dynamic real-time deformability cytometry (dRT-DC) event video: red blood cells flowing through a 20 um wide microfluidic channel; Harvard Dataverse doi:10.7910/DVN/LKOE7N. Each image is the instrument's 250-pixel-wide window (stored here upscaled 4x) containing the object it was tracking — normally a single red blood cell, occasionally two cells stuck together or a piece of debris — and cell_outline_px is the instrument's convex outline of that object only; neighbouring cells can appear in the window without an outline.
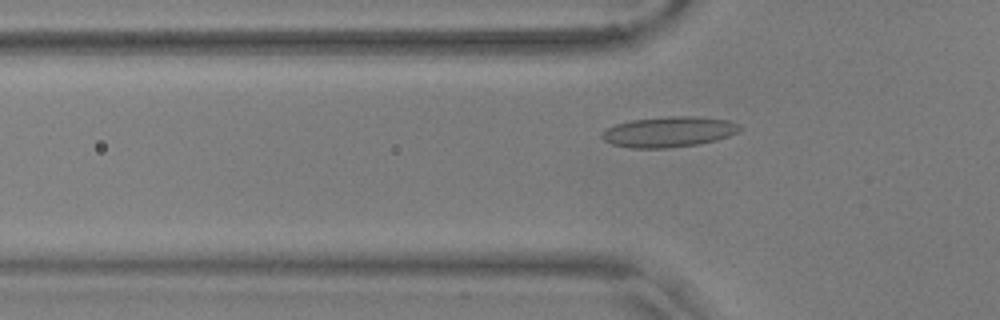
{"species": "common noctule bat (a hibernating species)", "species_latin": "Nyctalus noctula", "temperature_condition": "warm", "stored_images_in_passage": 55, "camera_frame_rate_fps": 3000, "um_per_image_px": 0.085, "animal": {"sex": "male", "body_mass_g": 17.9, "forearm_length_mm": 54.2}, "frame": {"image": 1, "passage_image": 18, "time_ms": 5.667, "image_size_px": [1000, 320], "cell_outline_px": [[740, 128], [736, 132], [728, 136], [716, 140], [700, 144], [668, 148], [632, 148], [612, 144], [604, 140], [600, 136], [600, 132], [616, 124], [632, 120], [668, 116], [696, 116], [728, 120], [740, 124]], "centroid_in_image_um": [56.84, 11.21], "position_along_channel_um": 69.0, "area_um2": 24.51}}
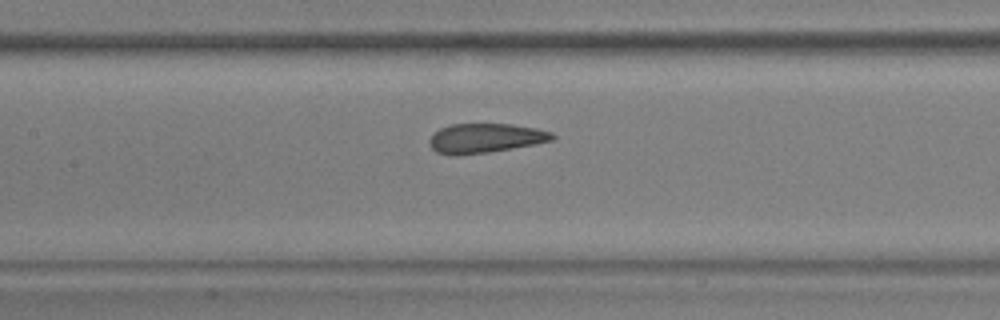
{"frame": {"image": 2, "passage_image": 26, "time_ms": 8.333, "image_size_px": [1000, 320], "cell_outline_px": [[556, 136], [552, 140], [536, 144], [488, 152], [456, 156], [452, 156], [436, 152], [428, 144], [428, 140], [440, 128], [452, 124], [512, 124], [536, 128], [552, 132]], "centroid_in_image_um": [41.24, 11.75], "position_along_channel_um": 166.2, "area_um2": 21.15}}
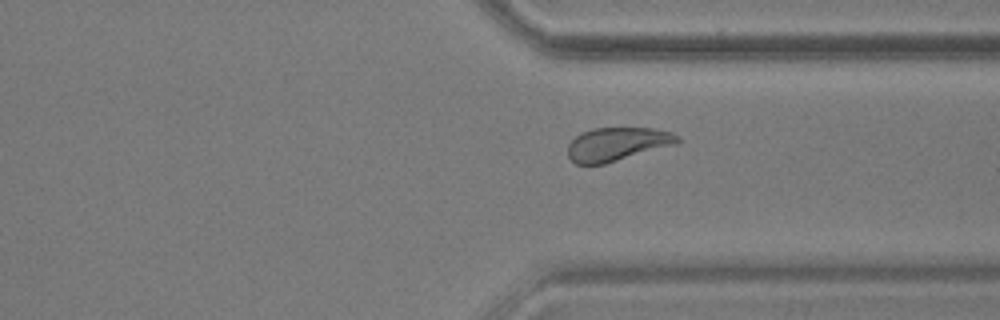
{"frame": {"image": 3, "passage_image": 42, "time_ms": 13.667, "image_size_px": [1000, 320], "cell_outline_px": [[680, 140], [676, 144], [604, 164], [576, 164], [568, 156], [568, 144], [576, 136], [592, 128], [656, 128], [672, 132], [680, 136]], "centroid_in_image_um": [52.48, 12.24], "position_along_channel_um": 358.9, "area_um2": 21.33}, "authors_computed_cell_mechanics": {"area_um2": 22.7154, "velocity_mm_per_s": 3.6201, "shape_relaxation_time_tau1_ms": 6.5121, "shape_relaxation_time_tau2_ms": 1.0748, "deformation_change_tau1": 0.1755, "deformation_change_tau2": 0.0536}}